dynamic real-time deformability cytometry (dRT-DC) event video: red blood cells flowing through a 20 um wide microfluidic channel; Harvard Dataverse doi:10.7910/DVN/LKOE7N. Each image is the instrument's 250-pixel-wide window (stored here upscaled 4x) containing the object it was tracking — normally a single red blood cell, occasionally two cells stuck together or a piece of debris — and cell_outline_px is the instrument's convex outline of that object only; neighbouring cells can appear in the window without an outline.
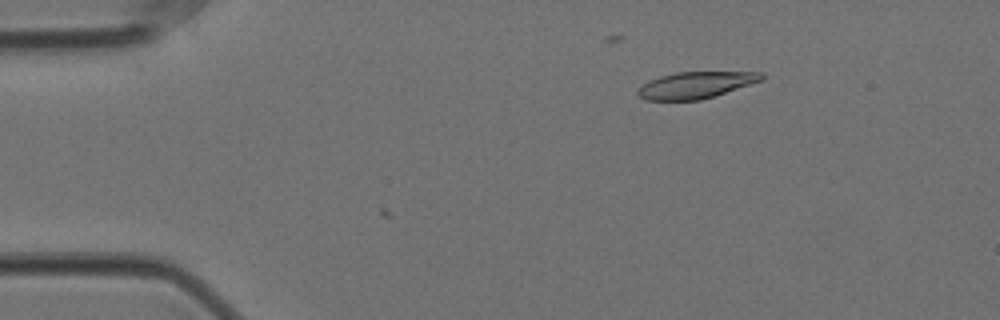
{"species": "Egyptian fruit bat (a non-hibernating species)", "species_latin": "Rousettus aegyptiacus", "temperature_condition": "cold", "stored_images_in_passage": 9, "camera_frame_rate_fps": 3000, "um_per_image_px": 0.085, "animal": {"sex": "female"}, "frame": {"image": 1, "passage_image": 9, "time_ms": 2.667, "image_size_px": [1000, 320], "cell_outline_px": [[764, 80], [700, 100], [644, 100], [636, 92], [648, 80], [660, 76], [676, 72], [764, 72]], "centroid_in_image_um": [59.15, 7.22], "position_along_channel_um": 25.9, "area_um2": 19.07}}